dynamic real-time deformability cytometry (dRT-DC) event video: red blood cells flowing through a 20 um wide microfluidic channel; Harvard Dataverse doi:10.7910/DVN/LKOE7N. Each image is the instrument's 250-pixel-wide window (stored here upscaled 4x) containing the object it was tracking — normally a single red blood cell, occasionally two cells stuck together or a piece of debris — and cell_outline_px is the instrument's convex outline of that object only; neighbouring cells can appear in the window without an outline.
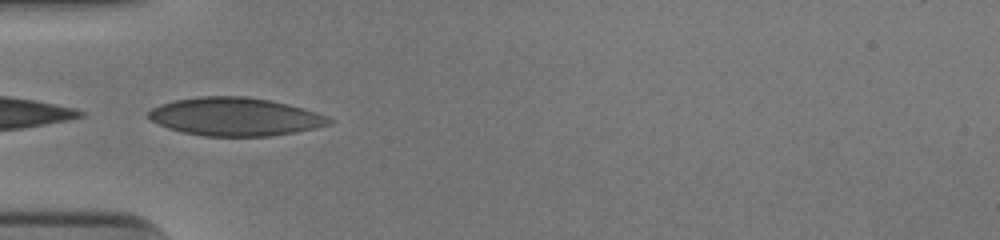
{"species": "human", "species_latin": "Homo sapiens", "temperature_condition": "cold", "stored_images_in_passage": 34, "camera_frame_rate_fps": 3000, "um_per_image_px": 0.085, "donor": {"sex": "male"}, "frame": {"image": 1, "passage_image": 1, "time_ms": 0.0, "image_size_px": [1000, 240], "cell_outline_px": [[332, 124], [296, 132], [268, 136], [204, 136], [184, 132], [168, 128], [152, 120], [148, 116], [148, 112], [152, 108], [160, 104], [176, 100], [200, 96], [244, 96], [272, 100], [304, 108], [328, 116], [332, 120]], "centroid_in_image_um": [20.02, 9.91], "position_along_channel_um": 65.0, "area_um2": 40.11}}
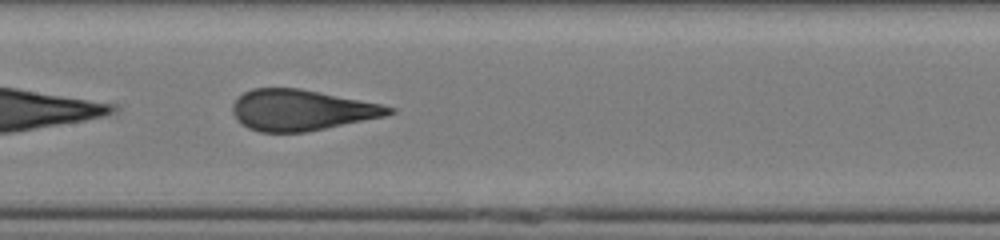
{"frame": {"image": 2, "passage_image": 10, "time_ms": 3.0, "image_size_px": [1000, 240], "cell_outline_px": [[396, 112], [384, 116], [304, 132], [260, 132], [248, 128], [240, 124], [236, 120], [232, 112], [232, 104], [244, 92], [252, 88], [300, 88], [380, 104], [396, 108]], "centroid_in_image_um": [25.57, 9.35], "position_along_channel_um": 181.8, "area_um2": 36.99}}
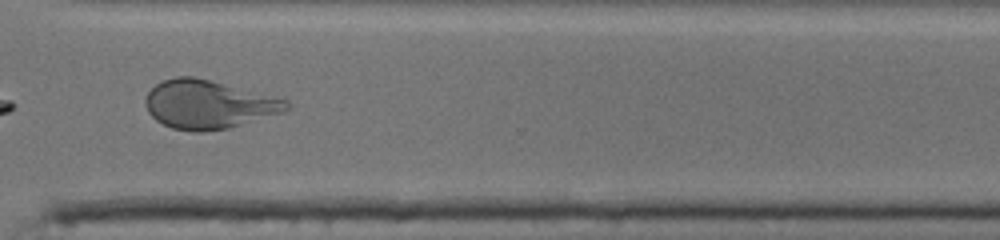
{"frame": {"image": 3, "passage_image": 23, "time_ms": 7.333, "image_size_px": [1000, 240], "cell_outline_px": [[288, 108], [280, 112], [228, 128], [204, 132], [192, 132], [172, 128], [156, 120], [148, 112], [144, 100], [148, 92], [160, 80], [176, 76], [192, 76], [288, 100]], "centroid_in_image_um": [17.63, 8.88], "position_along_channel_um": 353.0, "area_um2": 39.25}}